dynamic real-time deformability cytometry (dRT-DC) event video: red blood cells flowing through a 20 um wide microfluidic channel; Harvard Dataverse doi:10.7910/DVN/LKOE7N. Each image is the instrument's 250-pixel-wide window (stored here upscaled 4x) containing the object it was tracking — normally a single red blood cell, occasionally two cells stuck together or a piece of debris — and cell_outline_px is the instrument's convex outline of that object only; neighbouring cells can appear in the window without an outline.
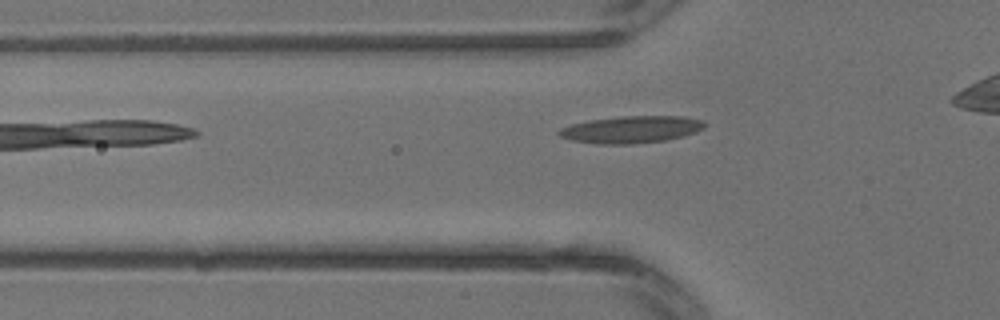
{"species": "common noctule bat (a hibernating species)", "species_latin": "Nyctalus noctula", "temperature_condition": "warm", "stored_images_in_passage": 4, "segment_of_instrument_passage": [1, 2], "camera_frame_rate_fps": 3000, "um_per_image_px": 0.085, "animal": {"sex": "male", "body_mass_g": 13.3}, "frame": {"image": 1, "passage_image": 2, "time_ms": 0.333, "image_size_px": [1000, 320], "cell_outline_px": [[708, 124], [704, 128], [696, 132], [684, 136], [668, 140], [632, 144], [596, 144], [572, 140], [560, 136], [556, 132], [560, 128], [572, 124], [588, 120], [620, 116], [684, 116], [704, 120]], "centroid_in_image_um": [53.7, 11.0], "position_along_channel_um": 72.1, "area_um2": 23.29}}